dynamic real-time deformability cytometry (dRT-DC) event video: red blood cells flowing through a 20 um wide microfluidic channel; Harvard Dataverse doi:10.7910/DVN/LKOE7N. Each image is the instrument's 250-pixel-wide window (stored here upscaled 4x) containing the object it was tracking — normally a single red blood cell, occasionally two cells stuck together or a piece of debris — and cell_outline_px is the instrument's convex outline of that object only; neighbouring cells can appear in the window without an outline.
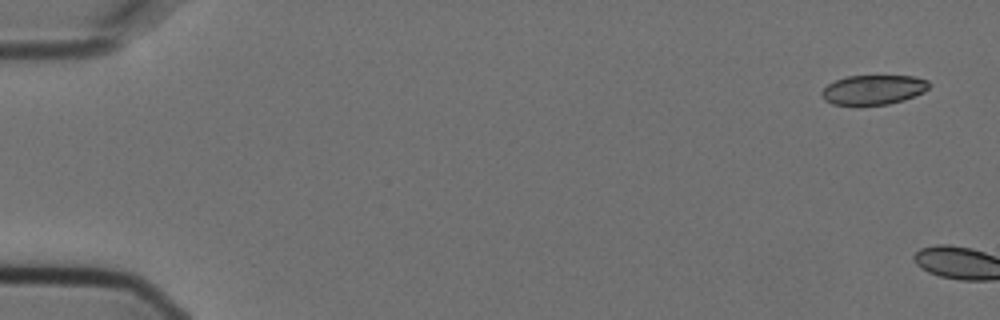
{"species": "Egyptian fruit bat (a non-hibernating species)", "species_latin": "Rousettus aegyptiacus", "temperature_condition": "cold", "stored_images_in_passage": 5, "camera_frame_rate_fps": 3000, "um_per_image_px": 0.085, "animal": {"sex": "female"}, "frame": {"image": 1, "passage_image": 1, "time_ms": 0.0, "image_size_px": [1000, 320], "cell_outline_px": [[928, 88], [924, 92], [904, 100], [888, 104], [860, 108], [832, 104], [824, 100], [820, 92], [828, 84], [836, 80], [848, 76], [912, 76], [928, 80]], "centroid_in_image_um": [74.18, 7.68], "position_along_channel_um": 10.8, "area_um2": 19.07}}
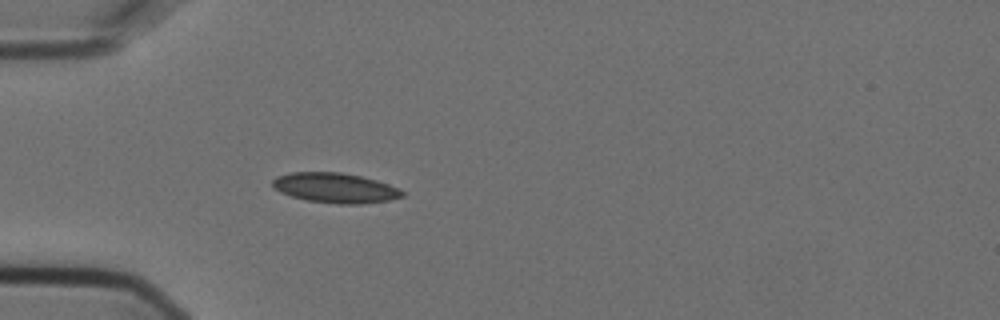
{"frame": {"image": 2, "passage_image": 5, "time_ms": 1.333, "image_size_px": [1000, 320], "cell_outline_px": [[404, 196], [388, 200], [360, 204], [340, 204], [308, 200], [292, 196], [280, 192], [272, 184], [272, 180], [276, 176], [292, 172], [340, 172], [360, 176], [376, 180], [400, 188], [404, 192]], "centroid_in_image_um": [28.5, 15.96], "position_along_channel_um": 56.5, "area_um2": 22.48}}